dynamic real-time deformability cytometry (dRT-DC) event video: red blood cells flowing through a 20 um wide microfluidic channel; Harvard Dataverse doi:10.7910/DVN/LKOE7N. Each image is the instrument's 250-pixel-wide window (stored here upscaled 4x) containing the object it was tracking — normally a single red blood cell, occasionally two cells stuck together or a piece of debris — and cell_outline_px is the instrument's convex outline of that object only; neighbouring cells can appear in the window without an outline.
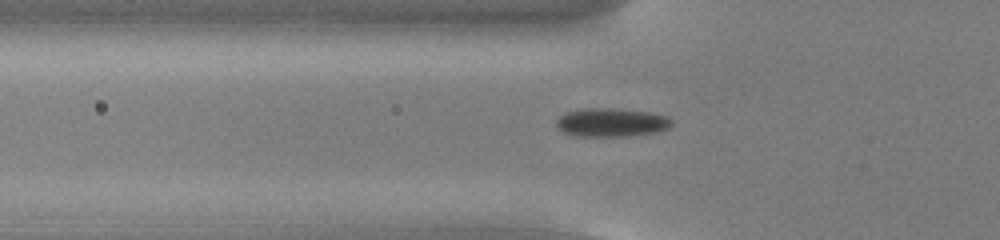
{"species": "common noctule bat (a hibernating species)", "species_latin": "Nyctalus noctula", "temperature_condition": "cold", "stored_images_in_passage": 55, "camera_frame_rate_fps": 3000, "um_per_image_px": 0.085, "animal": {"sex": "male", "body_mass_g": 13.0, "forearm_length_mm": 53.1}, "frame": {"image": 1, "passage_image": 19, "time_ms": 6.0, "image_size_px": [1000, 240], "cell_outline_px": [[672, 124], [668, 128], [656, 132], [628, 136], [576, 136], [564, 132], [556, 124], [556, 120], [560, 116], [568, 112], [584, 108], [612, 108], [652, 112], [668, 116], [672, 120]], "centroid_in_image_um": [52.01, 10.4], "position_along_channel_um": 73.8, "area_um2": 19.19}}
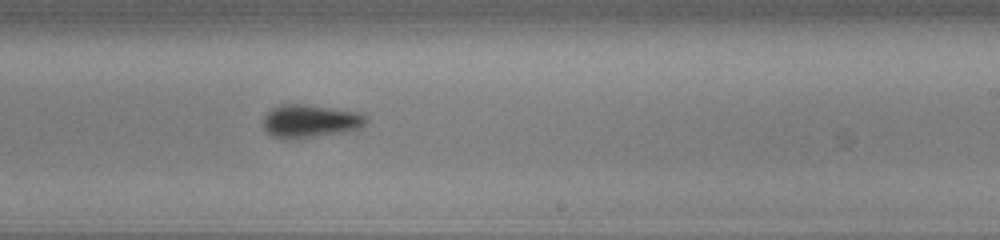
{"frame": {"image": 2, "passage_image": 34, "time_ms": 11.0, "image_size_px": [1000, 240], "cell_outline_px": [[368, 120], [360, 128], [348, 132], [296, 140], [280, 140], [272, 136], [264, 128], [264, 116], [272, 108], [280, 104], [304, 104], [360, 112], [368, 116]], "centroid_in_image_um": [26.38, 10.32], "position_along_channel_um": 262.6, "area_um2": 20.4}}
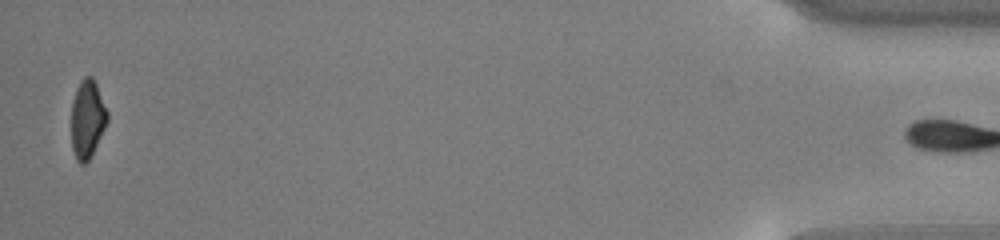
{"frame": {"image": 3, "passage_image": 54, "time_ms": 17.667, "image_size_px": [1000, 240], "cell_outline_px": [[108, 120], [88, 160], [84, 164], [80, 164], [76, 160], [72, 148], [72, 104], [80, 80], [84, 76], [92, 76], [96, 84], [108, 112]], "centroid_in_image_um": [7.42, 10.1], "position_along_channel_um": 427.8, "area_um2": 16.01}, "authors_computed_cell_mechanics": {"area_um2": 18.9006, "velocity_mm_per_s": 3.778, "shape_relaxation_time_tau1_ms": 2.179, "shape_relaxation_time_tau2_ms": null, "deformation_change_tau1": 0.0852, "deformation_change_tau2": null}}